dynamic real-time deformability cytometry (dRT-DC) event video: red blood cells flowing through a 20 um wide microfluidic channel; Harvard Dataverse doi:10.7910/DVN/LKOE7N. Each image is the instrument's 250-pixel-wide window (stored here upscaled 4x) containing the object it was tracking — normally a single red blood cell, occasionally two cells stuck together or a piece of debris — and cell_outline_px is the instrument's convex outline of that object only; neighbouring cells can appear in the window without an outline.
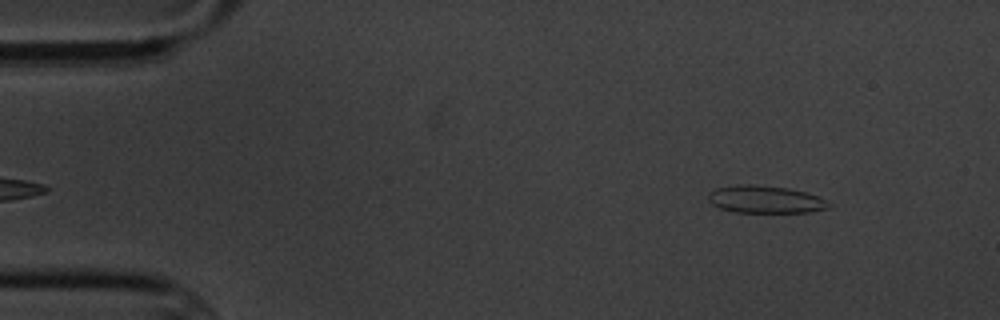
{"species": "common noctule bat (a hibernating species)", "species_latin": "Nyctalus noctula", "temperature_condition": "cold", "stored_images_in_passage": 4, "camera_frame_rate_fps": 3000, "um_per_image_px": 0.085, "animal": {"sex": "male", "body_mass_g": 20.1, "forearm_length_mm": 53.5}, "frame": {"image": 1, "passage_image": 4, "time_ms": 3.667, "image_size_px": [1000, 320], "cell_outline_px": [[832, 204], [828, 208], [812, 212], [736, 212], [720, 208], [712, 204], [708, 200], [708, 192], [716, 188], [736, 184], [756, 184], [788, 188], [804, 192], [816, 196]], "centroid_in_image_um": [65.01, 16.94], "position_along_channel_um": 20.0, "area_um2": 19.31}}